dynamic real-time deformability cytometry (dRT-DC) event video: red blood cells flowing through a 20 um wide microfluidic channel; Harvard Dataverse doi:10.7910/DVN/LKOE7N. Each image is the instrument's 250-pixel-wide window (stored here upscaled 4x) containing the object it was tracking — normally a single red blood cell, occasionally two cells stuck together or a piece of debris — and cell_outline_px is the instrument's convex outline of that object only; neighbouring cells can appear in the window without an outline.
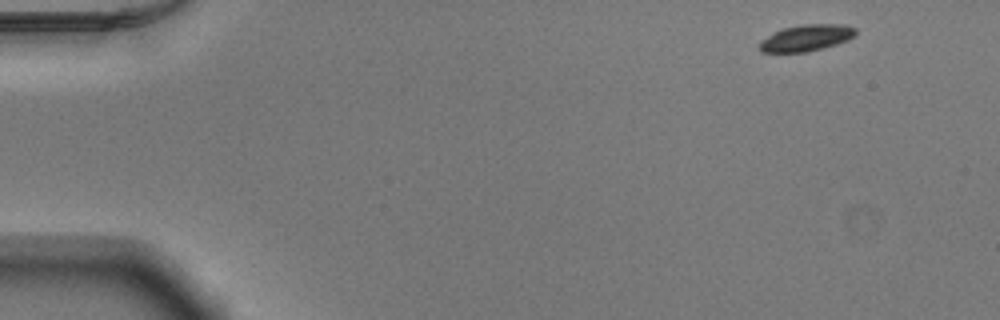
{"species": "Egyptian fruit bat (a non-hibernating species)", "species_latin": "Rousettus aegyptiacus", "temperature_condition": "warm", "stored_images_in_passage": 28, "camera_frame_rate_fps": 3000, "um_per_image_px": 0.085, "animal": {"sex": "male"}, "frame": {"image": 1, "passage_image": 1, "time_ms": 0.0, "image_size_px": [1000, 320], "cell_outline_px": [[856, 36], [848, 40], [824, 48], [808, 52], [760, 52], [760, 40], [784, 28], [804, 24], [844, 24], [856, 28]], "centroid_in_image_um": [68.59, 3.22], "position_along_channel_um": 16.4, "area_um2": 14.8}}
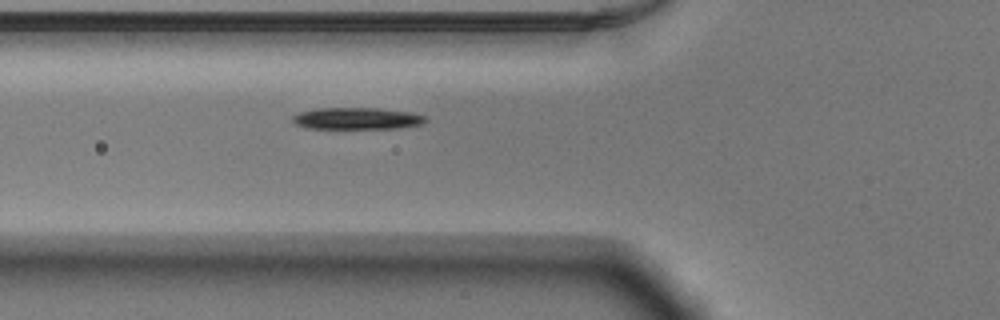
{"frame": {"image": 2, "passage_image": 16, "time_ms": 5.0, "image_size_px": [1000, 320], "cell_outline_px": [[428, 120], [424, 124], [400, 128], [308, 128], [296, 124], [292, 120], [292, 116], [300, 112], [316, 108], [380, 108], [412, 112], [428, 116]], "centroid_in_image_um": [30.42, 10.06], "position_along_channel_um": 95.4, "area_um2": 17.05}}
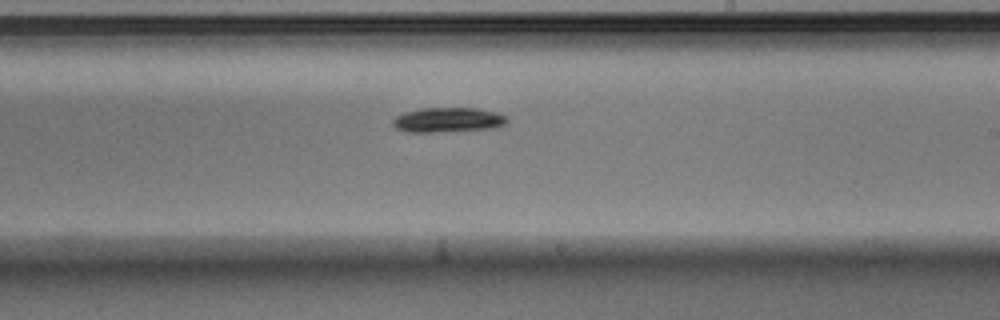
{"frame": {"image": 3, "passage_image": 28, "time_ms": 9.0, "image_size_px": [1000, 320], "cell_outline_px": [[508, 120], [504, 124], [492, 128], [436, 132], [408, 132], [396, 128], [392, 124], [392, 120], [396, 116], [404, 112], [420, 108], [476, 108], [496, 112], [508, 116]], "centroid_in_image_um": [38.06, 10.18], "position_along_channel_um": 250.9, "area_um2": 16.47}}